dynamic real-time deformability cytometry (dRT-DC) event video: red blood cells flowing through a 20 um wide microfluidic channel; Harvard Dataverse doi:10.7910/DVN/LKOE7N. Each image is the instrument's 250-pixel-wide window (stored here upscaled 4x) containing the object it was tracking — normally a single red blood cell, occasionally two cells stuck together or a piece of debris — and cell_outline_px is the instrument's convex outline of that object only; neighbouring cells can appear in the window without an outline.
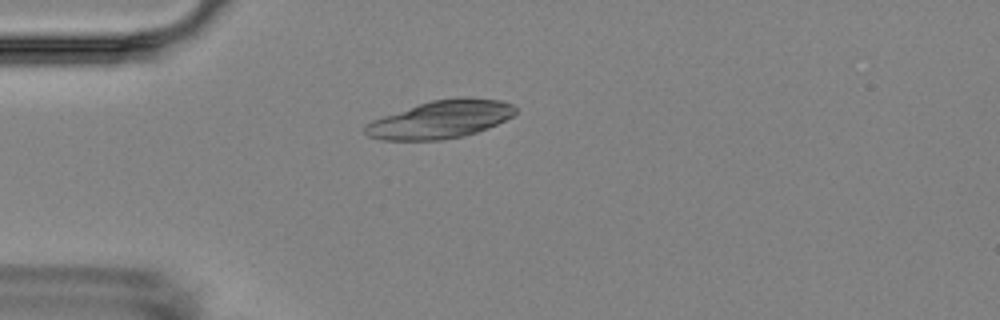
{"species": "Egyptian fruit bat (a non-hibernating species)", "species_latin": "Rousettus aegyptiacus", "temperature_condition": "room temperature", "stored_images_in_passage": 6, "camera_frame_rate_fps": 3000, "um_per_image_px": 0.085, "animal": {"sex": "female"}, "frame": {"image": 1, "passage_image": 1, "time_ms": 0.0, "image_size_px": [1000, 320], "cell_outline_px": [[516, 112], [512, 116], [488, 128], [464, 136], [440, 140], [380, 140], [368, 136], [364, 132], [364, 124], [372, 120], [432, 100], [460, 96], [472, 96], [500, 100], [512, 104], [516, 108]], "centroid_in_image_um": [37.46, 10.14], "position_along_channel_um": 47.5, "area_um2": 33.18}}
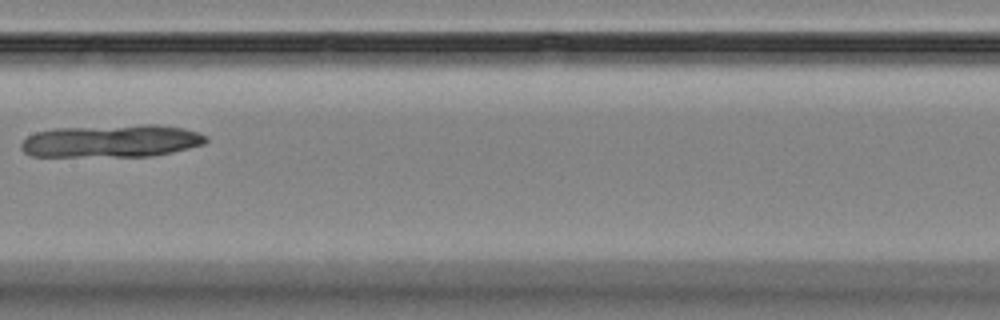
{"frame": {"image": 2, "passage_image": 5, "time_ms": 4.667, "image_size_px": [1000, 320], "cell_outline_px": [[208, 140], [204, 144], [172, 152], [152, 156], [32, 156], [24, 152], [20, 148], [20, 144], [28, 136], [36, 132], [56, 128], [144, 124], [160, 124], [184, 128], [208, 136]], "centroid_in_image_um": [9.5, 11.98], "position_along_channel_um": 197.9, "area_um2": 35.26}}
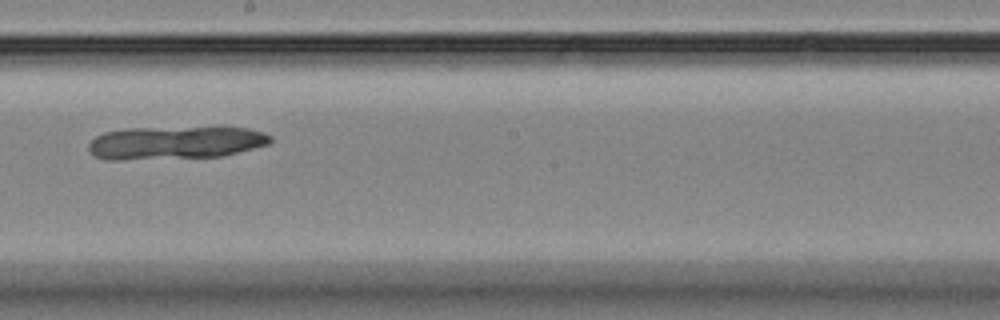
{"frame": {"image": 3, "passage_image": 6, "time_ms": 5.667, "image_size_px": [1000, 320], "cell_outline_px": [[272, 140], [268, 144], [224, 156], [120, 160], [104, 160], [96, 156], [88, 148], [88, 144], [96, 136], [104, 132], [128, 128], [220, 124], [224, 124], [248, 128], [264, 132], [272, 136]], "centroid_in_image_um": [14.99, 12.07], "position_along_channel_um": 233.2, "area_um2": 36.59}}